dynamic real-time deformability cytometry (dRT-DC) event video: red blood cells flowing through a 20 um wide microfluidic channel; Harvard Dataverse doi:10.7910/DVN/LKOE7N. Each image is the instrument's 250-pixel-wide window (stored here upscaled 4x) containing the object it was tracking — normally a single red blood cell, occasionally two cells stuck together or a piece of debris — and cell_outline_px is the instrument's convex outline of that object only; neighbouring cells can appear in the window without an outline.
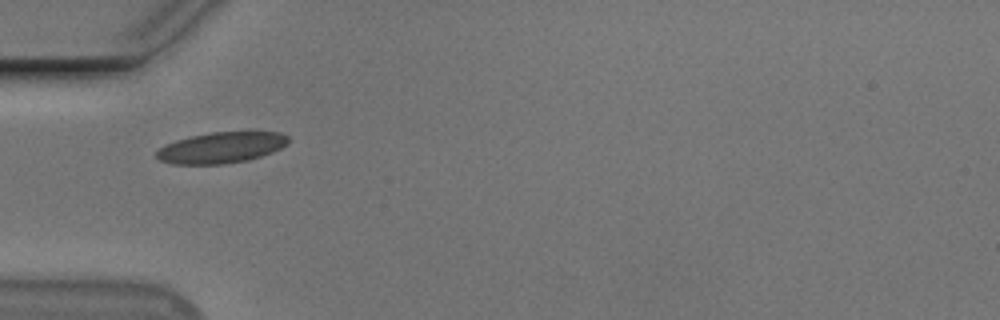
{"species": "Egyptian fruit bat (a non-hibernating species)", "species_latin": "Rousettus aegyptiacus", "temperature_condition": "cold", "stored_images_in_passage": 5, "camera_frame_rate_fps": 3000, "um_per_image_px": 0.085, "animal": {"sex": "male"}, "frame": {"image": 1, "passage_image": 1, "time_ms": 0.0, "image_size_px": [1000, 320], "cell_outline_px": [[288, 144], [272, 152], [248, 160], [224, 164], [172, 164], [160, 160], [156, 156], [156, 152], [164, 144], [176, 140], [192, 136], [212, 132], [280, 132], [288, 136]], "centroid_in_image_um": [18.8, 12.55], "position_along_channel_um": 66.2, "area_um2": 23.7}}
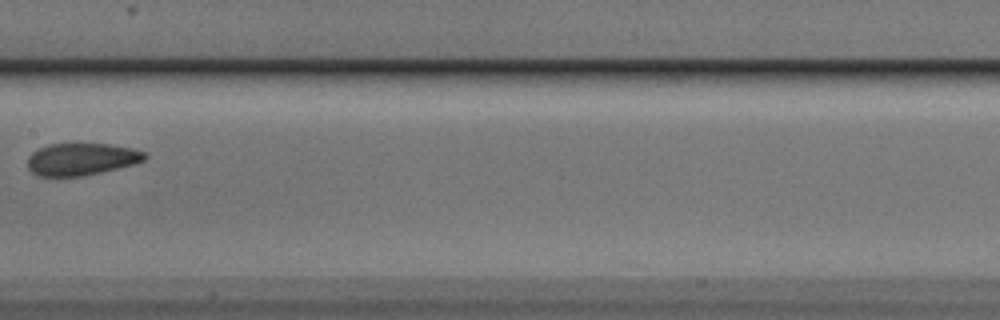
{"frame": {"image": 2, "passage_image": 4, "time_ms": 3.667, "image_size_px": [1000, 320], "cell_outline_px": [[148, 156], [144, 160], [132, 164], [84, 176], [36, 176], [28, 168], [28, 156], [32, 152], [48, 144], [108, 144], [132, 148], [148, 152]], "centroid_in_image_um": [6.92, 13.53], "position_along_channel_um": 200.5, "area_um2": 21.91}}
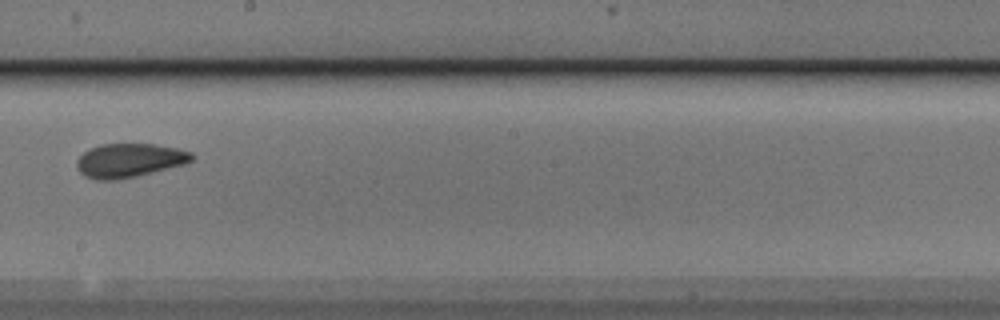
{"frame": {"image": 3, "passage_image": 5, "time_ms": 4.667, "image_size_px": [1000, 320], "cell_outline_px": [[196, 156], [192, 160], [184, 164], [136, 176], [116, 180], [96, 180], [84, 176], [76, 168], [76, 160], [88, 148], [100, 144], [156, 144], [180, 148], [192, 152]], "centroid_in_image_um": [10.99, 13.62], "position_along_channel_um": 237.2, "area_um2": 22.95}}